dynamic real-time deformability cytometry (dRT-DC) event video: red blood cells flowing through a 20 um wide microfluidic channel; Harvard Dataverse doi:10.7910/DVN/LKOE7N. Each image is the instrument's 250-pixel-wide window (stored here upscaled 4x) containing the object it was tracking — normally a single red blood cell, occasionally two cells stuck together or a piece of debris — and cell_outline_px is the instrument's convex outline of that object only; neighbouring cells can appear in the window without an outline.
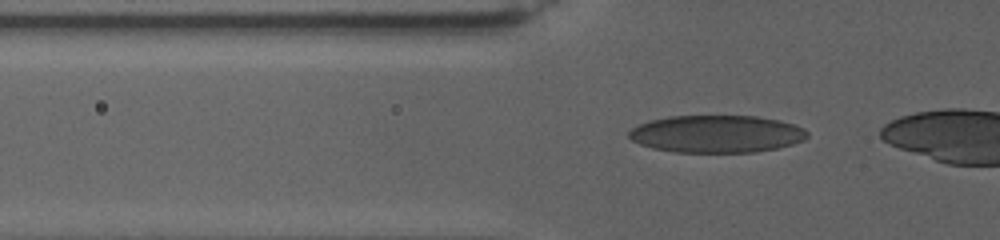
{"species": "human", "species_latin": "Homo sapiens", "temperature_condition": "warm", "stored_images_in_passage": 50, "camera_frame_rate_fps": 3000, "um_per_image_px": 0.085, "donor": {"sex": "female"}, "frame": {"image": 1, "passage_image": 18, "time_ms": 7.0, "image_size_px": [1000, 240], "cell_outline_px": [[808, 136], [804, 140], [792, 144], [776, 148], [756, 152], [672, 152], [652, 148], [640, 144], [632, 140], [628, 136], [628, 132], [632, 128], [648, 120], [668, 116], [756, 116], [780, 120], [796, 124], [804, 128], [808, 132]], "centroid_in_image_um": [60.92, 11.38], "position_along_channel_um": 64.9, "area_um2": 39.13}}
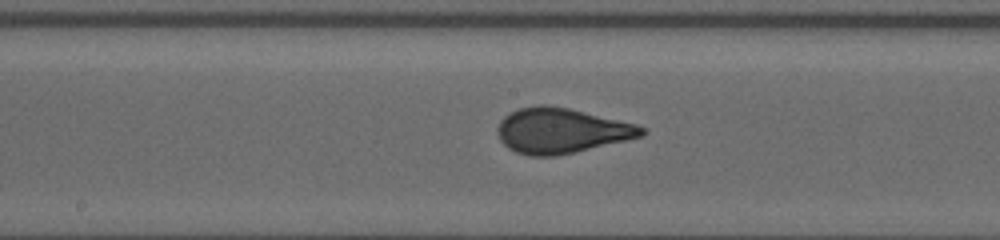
{"frame": {"image": 2, "passage_image": 32, "time_ms": 12.333, "image_size_px": [1000, 240], "cell_outline_px": [[648, 132], [644, 136], [576, 152], [556, 156], [528, 156], [516, 152], [508, 148], [500, 140], [496, 132], [496, 128], [500, 120], [504, 116], [520, 108], [540, 104], [548, 104], [568, 108], [636, 124], [644, 128]], "centroid_in_image_um": [47.7, 11.11], "position_along_channel_um": 200.5, "area_um2": 38.09}}
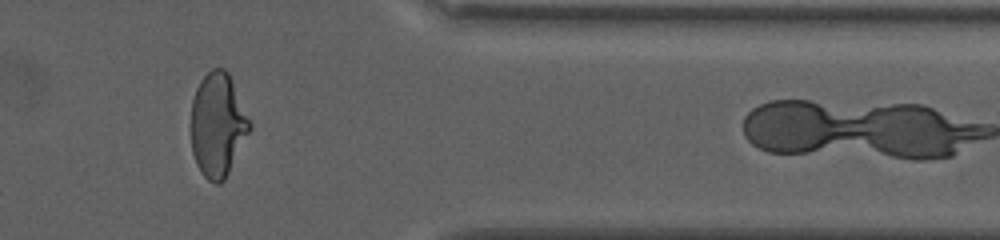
{"frame": {"image": 3, "passage_image": 47, "time_ms": 20.0, "image_size_px": [1000, 240], "cell_outline_px": [[252, 128], [224, 180], [220, 184], [216, 184], [208, 180], [200, 172], [196, 164], [192, 152], [192, 100], [196, 88], [200, 80], [212, 68], [224, 68], [228, 72], [252, 124]], "centroid_in_image_um": [18.51, 10.62], "position_along_channel_um": 392.9, "area_um2": 35.37}, "authors_computed_cell_mechanics": {"area_um2": 37.9457, "velocity_mm_per_s": 2.6658, "shape_relaxation_time_tau1_ms": 6.8633, "shape_relaxation_time_tau2_ms": null, "deformation_change_tau1": 0.2325, "deformation_change_tau2": null}}